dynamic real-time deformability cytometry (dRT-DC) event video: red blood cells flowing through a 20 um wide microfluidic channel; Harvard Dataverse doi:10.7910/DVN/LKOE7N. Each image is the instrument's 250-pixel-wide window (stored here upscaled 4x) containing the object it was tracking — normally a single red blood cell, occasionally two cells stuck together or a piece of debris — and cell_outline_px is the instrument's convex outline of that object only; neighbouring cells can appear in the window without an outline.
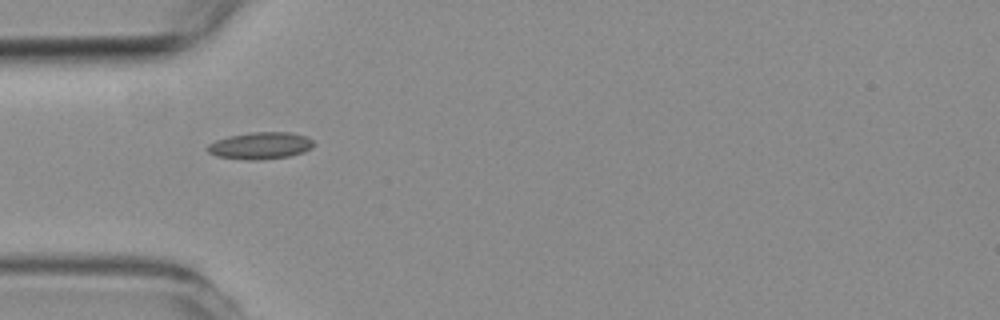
{"species": "common noctule bat (a hibernating species)", "species_latin": "Nyctalus noctula", "temperature_condition": "room temperature", "stored_images_in_passage": 5, "camera_frame_rate_fps": 3000, "um_per_image_px": 0.085, "animal": {"sex": "female", "body_mass_g": 19.3, "forearm_length_mm": 54.1}, "frame": {"image": 1, "passage_image": 5, "time_ms": 5.0, "image_size_px": [1000, 320], "cell_outline_px": [[316, 144], [312, 148], [304, 152], [288, 156], [260, 160], [248, 160], [216, 156], [208, 152], [204, 148], [208, 144], [216, 140], [228, 136], [252, 132], [288, 132], [308, 136]], "centroid_in_image_um": [22.13, 12.38], "position_along_channel_um": 62.9, "area_um2": 16.88}}